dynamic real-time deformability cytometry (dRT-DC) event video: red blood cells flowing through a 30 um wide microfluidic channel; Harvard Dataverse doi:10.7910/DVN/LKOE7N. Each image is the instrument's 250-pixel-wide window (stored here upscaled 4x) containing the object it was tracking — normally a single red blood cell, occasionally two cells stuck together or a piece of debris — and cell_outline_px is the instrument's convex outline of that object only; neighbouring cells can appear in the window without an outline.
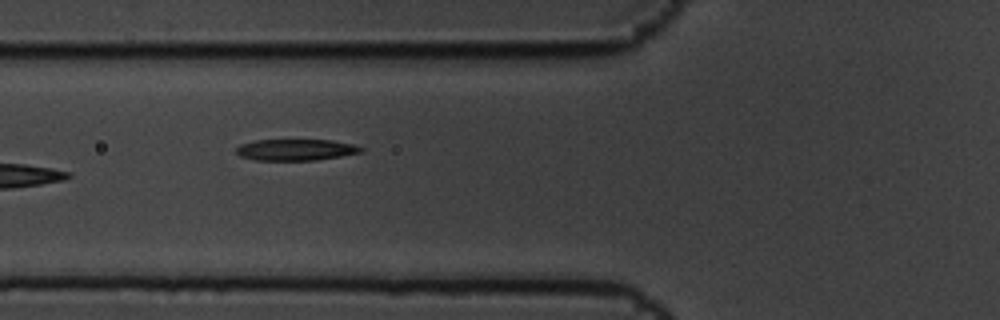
{"species": "common noctule bat (a hibernating species)", "species_latin": "Nyctalus noctula", "temperature_condition": "cold", "stored_images_in_passage": 10, "camera_frame_rate_fps": 3000, "um_per_image_px": 0.085, "animal": {"sex": "male", "body_mass_g": 19.5, "forearm_length_mm": 54.6}, "frame": {"image": 1, "passage_image": 8, "time_ms": 2.333, "image_size_px": [1000, 320], "cell_outline_px": [[364, 152], [316, 160], [256, 160], [240, 156], [236, 152], [236, 148], [240, 144], [256, 140], [332, 140], [356, 144], [364, 148]], "centroid_in_image_um": [25.19, 12.72], "position_along_channel_um": 100.6, "area_um2": 15.61}}
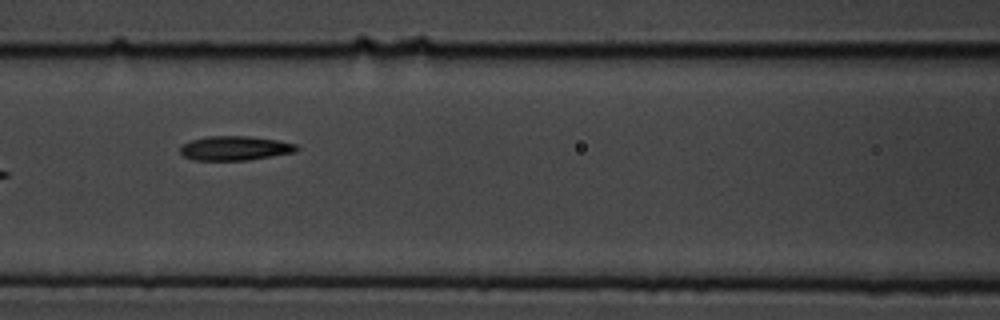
{"frame": {"image": 2, "passage_image": 9, "time_ms": 2.667, "image_size_px": [1000, 320], "cell_outline_px": [[300, 148], [296, 152], [248, 160], [192, 160], [184, 156], [180, 152], [180, 144], [192, 140], [208, 136], [248, 136], [276, 140], [296, 144]], "centroid_in_image_um": [19.96, 12.6], "position_along_channel_um": 146.6, "area_um2": 16.53}}
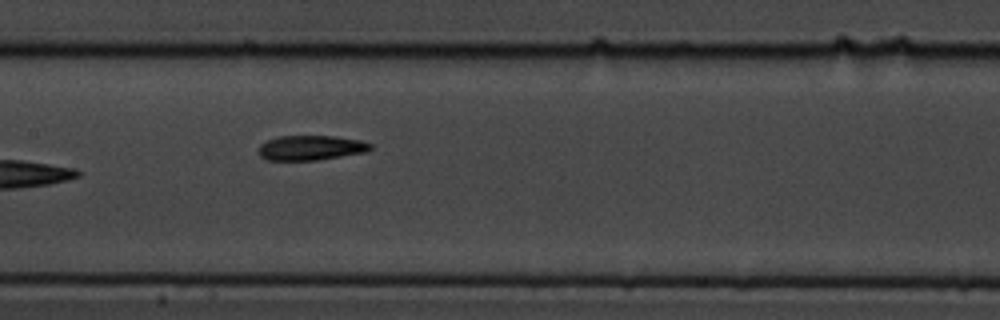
{"frame": {"image": 3, "passage_image": 10, "time_ms": 3.0, "image_size_px": [1000, 320], "cell_outline_px": [[372, 148], [368, 152], [316, 160], [264, 160], [260, 156], [260, 144], [276, 136], [336, 136], [360, 140], [372, 144]], "centroid_in_image_um": [26.44, 12.56], "position_along_channel_um": 181.0, "area_um2": 16.24}}